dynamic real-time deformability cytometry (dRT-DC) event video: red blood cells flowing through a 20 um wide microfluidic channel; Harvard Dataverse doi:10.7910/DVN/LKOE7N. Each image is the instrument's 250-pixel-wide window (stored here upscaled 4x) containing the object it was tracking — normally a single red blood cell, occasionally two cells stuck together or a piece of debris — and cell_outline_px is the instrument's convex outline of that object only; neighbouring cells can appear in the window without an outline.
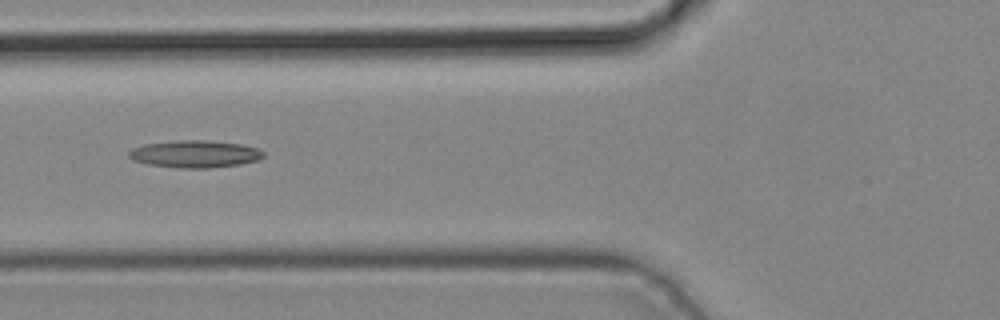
{"species": "common noctule bat (a hibernating species)", "species_latin": "Nyctalus noctula", "temperature_condition": "cold", "stored_images_in_passage": 3, "camera_frame_rate_fps": 3000, "um_per_image_px": 0.085, "animal": {"sex": "male", "body_mass_g": 19.2, "forearm_length_mm": 51.8}, "frame": {"image": 1, "passage_image": 3, "time_ms": 0.667, "image_size_px": [1000, 320], "cell_outline_px": [[264, 156], [260, 160], [240, 164], [212, 168], [176, 168], [148, 164], [132, 160], [128, 156], [128, 152], [132, 148], [144, 144], [180, 140], [204, 140], [240, 144], [256, 148], [264, 152]], "centroid_in_image_um": [16.55, 13.1], "position_along_channel_um": 109.2, "area_um2": 21.44}}